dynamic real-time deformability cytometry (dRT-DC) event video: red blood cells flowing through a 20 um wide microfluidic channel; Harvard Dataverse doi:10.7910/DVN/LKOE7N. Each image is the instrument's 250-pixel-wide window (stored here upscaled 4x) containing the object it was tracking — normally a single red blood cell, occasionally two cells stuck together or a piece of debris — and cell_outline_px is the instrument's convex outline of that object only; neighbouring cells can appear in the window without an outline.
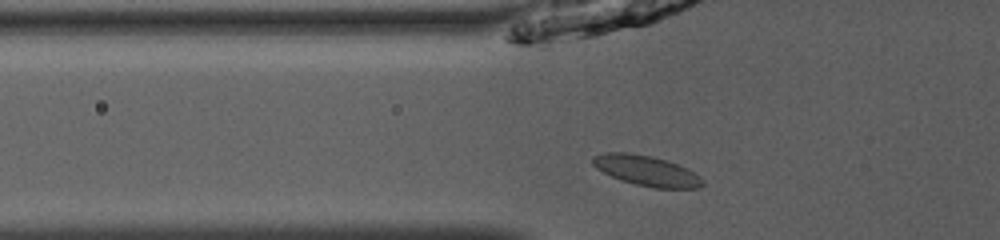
{"species": "common noctule bat (a hibernating species)", "species_latin": "Nyctalus noctula", "temperature_condition": "room temperature", "stored_images_in_passage": 39, "camera_frame_rate_fps": 3000, "um_per_image_px": 0.085, "animal": {"sex": "male", "body_mass_g": 13.0, "forearm_length_mm": 53.1}, "frame": {"image": 1, "passage_image": 6, "time_ms": 1.667, "image_size_px": [1000, 240], "cell_outline_px": [[704, 184], [700, 188], [656, 188], [636, 184], [612, 176], [596, 168], [592, 164], [592, 156], [604, 152], [628, 152], [652, 156], [688, 168], [700, 176], [704, 180]], "centroid_in_image_um": [54.97, 14.5], "position_along_channel_um": 70.8, "area_um2": 19.31}}
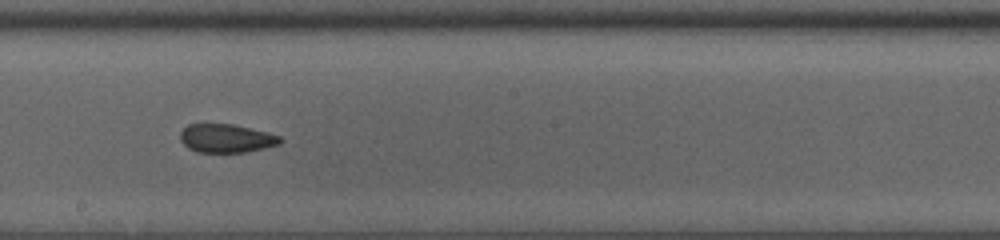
{"frame": {"image": 2, "passage_image": 18, "time_ms": 5.667, "image_size_px": [1000, 240], "cell_outline_px": [[284, 140], [280, 144], [264, 148], [244, 152], [196, 152], [188, 148], [180, 140], [180, 132], [188, 124], [232, 124], [268, 132], [280, 136]], "centroid_in_image_um": [19.24, 11.76], "position_along_channel_um": 229.0, "area_um2": 16.65}}
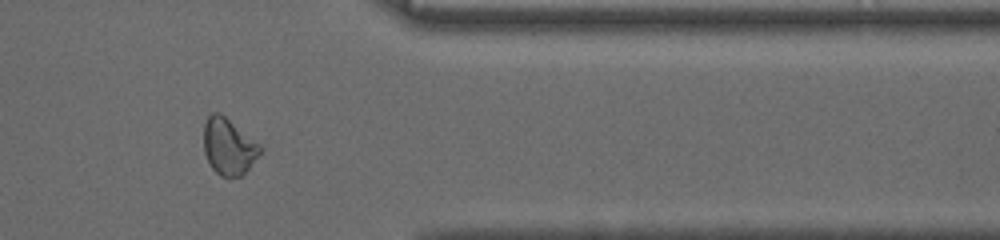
{"frame": {"image": 3, "passage_image": 31, "time_ms": 10.0, "image_size_px": [1000, 240], "cell_outline_px": [[264, 148], [248, 168], [240, 176], [220, 176], [212, 168], [204, 152], [204, 124], [208, 116], [212, 112], [220, 112], [260, 144]], "centroid_in_image_um": [19.43, 12.43], "position_along_channel_um": 392.0, "area_um2": 18.38}, "authors_computed_cell_mechanics": {"area_um2": 18.1492, "velocity_mm_per_s": 3.9458, "shape_relaxation_time_tau1_ms": null, "shape_relaxation_time_tau2_ms": 2.0115, "deformation_change_tau1": null, "deformation_change_tau2": 0.0546}}